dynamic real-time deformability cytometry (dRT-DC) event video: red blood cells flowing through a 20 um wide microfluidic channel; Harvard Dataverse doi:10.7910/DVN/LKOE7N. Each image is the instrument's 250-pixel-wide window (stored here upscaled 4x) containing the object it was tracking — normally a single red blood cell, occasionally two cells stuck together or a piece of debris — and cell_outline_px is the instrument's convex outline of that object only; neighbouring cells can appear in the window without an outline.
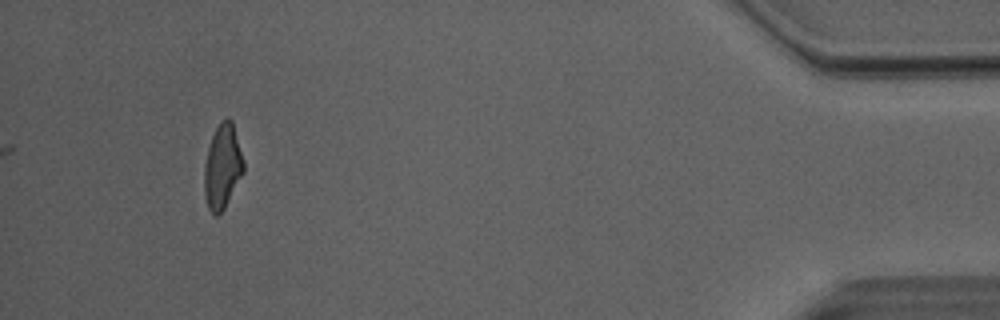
{"species": "Egyptian fruit bat (a non-hibernating species)", "species_latin": "Rousettus aegyptiacus", "temperature_condition": "room temperature", "stored_images_in_passage": 35, "camera_frame_rate_fps": 3000, "um_per_image_px": 0.085, "animal": {"sex": "male"}, "frame": {"image": 1, "passage_image": 35, "time_ms": 11.333, "image_size_px": [1000, 320], "cell_outline_px": [[244, 172], [224, 208], [216, 216], [208, 208], [204, 192], [204, 164], [208, 148], [212, 136], [220, 120], [228, 116], [232, 120], [244, 160]], "centroid_in_image_um": [18.91, 14.12], "position_along_channel_um": 416.3, "area_um2": 19.36}, "authors_computed_cell_mechanics": {"area_um2": 19.9988, "velocity_mm_per_s": 4.0531, "shape_relaxation_time_tau1_ms": 5.3212, "shape_relaxation_time_tau2_ms": 2.1818, "deformation_change_tau1": 0.2024, "deformation_change_tau2": 0.1014}}